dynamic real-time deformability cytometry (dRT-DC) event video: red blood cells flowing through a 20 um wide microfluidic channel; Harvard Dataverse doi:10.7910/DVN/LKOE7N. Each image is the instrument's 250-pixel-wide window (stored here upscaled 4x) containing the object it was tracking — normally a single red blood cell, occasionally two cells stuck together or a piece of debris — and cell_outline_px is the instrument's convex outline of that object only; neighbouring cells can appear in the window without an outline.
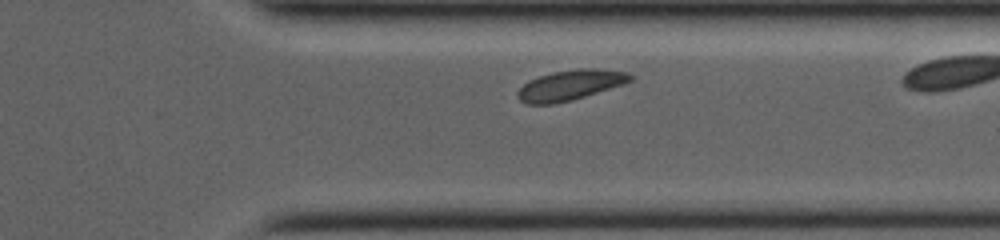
{"species": "common noctule bat (a hibernating species)", "species_latin": "Nyctalus noctula", "temperature_condition": "room temperature", "stored_images_in_passage": 22, "camera_frame_rate_fps": 4000, "um_per_image_px": 0.085, "animal": {"sex": "female", "body_mass_g": 19.0, "forearm_length_mm": 53.3}, "frame": {"image": 1, "passage_image": 19, "time_ms": 7.5, "image_size_px": [1000, 240], "cell_outline_px": [[632, 80], [624, 84], [572, 100], [552, 104], [528, 104], [520, 100], [516, 96], [516, 92], [524, 84], [540, 76], [556, 72], [584, 68], [596, 68], [628, 72], [632, 76]], "centroid_in_image_um": [48.48, 7.24], "position_along_channel_um": 362.9, "area_um2": 19.54}}